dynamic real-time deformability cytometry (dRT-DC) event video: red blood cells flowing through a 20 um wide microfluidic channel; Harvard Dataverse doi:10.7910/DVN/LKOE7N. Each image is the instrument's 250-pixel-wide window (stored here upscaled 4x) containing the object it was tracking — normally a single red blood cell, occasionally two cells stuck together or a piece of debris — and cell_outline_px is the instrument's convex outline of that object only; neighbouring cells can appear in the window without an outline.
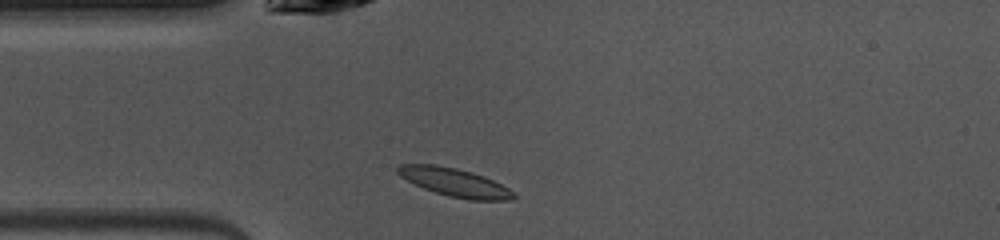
{"species": "common noctule bat (a hibernating species)", "species_latin": "Nyctalus noctula", "temperature_condition": "warm", "stored_images_in_passage": 34, "camera_frame_rate_fps": 3000, "um_per_image_px": 0.085, "animal": {"sex": "female", "body_mass_g": 10.0, "forearm_length_mm": 53.1}, "frame": {"image": 1, "passage_image": 2, "time_ms": 0.333, "image_size_px": [1000, 240], "cell_outline_px": [[516, 196], [512, 200], [468, 200], [448, 196], [424, 188], [400, 176], [396, 172], [396, 168], [400, 164], [436, 164], [456, 168], [472, 172], [484, 176], [508, 188]], "centroid_in_image_um": [38.64, 15.49], "position_along_channel_um": 46.4, "area_um2": 18.96}}
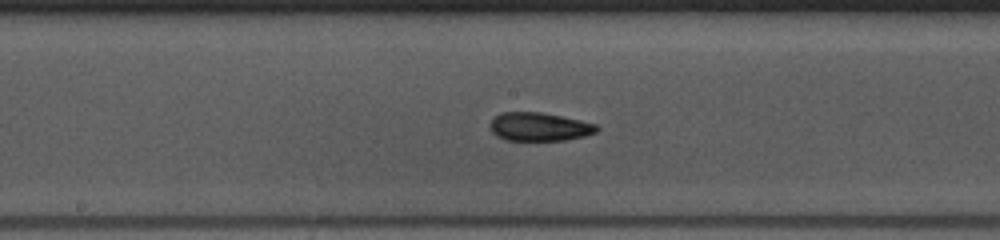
{"frame": {"image": 2, "passage_image": 14, "time_ms": 4.333, "image_size_px": [1000, 240], "cell_outline_px": [[600, 128], [596, 132], [584, 136], [564, 140], [504, 140], [496, 136], [492, 132], [488, 124], [500, 112], [540, 112], [580, 120], [596, 124]], "centroid_in_image_um": [45.81, 10.77], "position_along_channel_um": 202.4, "area_um2": 17.69}}
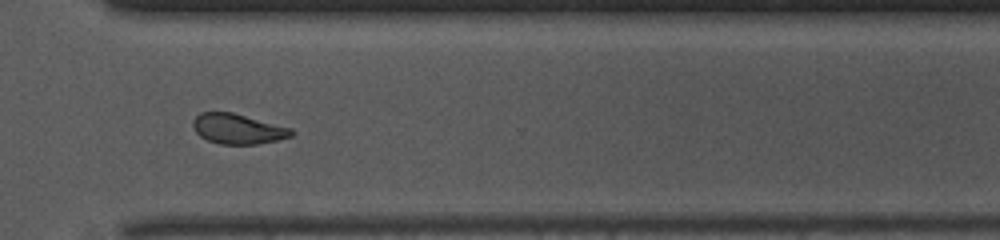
{"frame": {"image": 3, "passage_image": 25, "time_ms": 8.0, "image_size_px": [1000, 240], "cell_outline_px": [[296, 132], [292, 136], [276, 140], [256, 144], [220, 144], [208, 140], [200, 136], [196, 132], [192, 124], [192, 120], [200, 112], [232, 112], [292, 128]], "centroid_in_image_um": [20.22, 10.95], "position_along_channel_um": 350.4, "area_um2": 17.28}, "authors_computed_cell_mechanics": {"area_um2": 18.2937, "velocity_mm_per_s": 4.0436, "shape_relaxation_time_tau1_ms": 2.5767, "shape_relaxation_time_tau2_ms": 2.3028, "deformation_change_tau1": 0.1177, "deformation_change_tau2": 0.0446}}